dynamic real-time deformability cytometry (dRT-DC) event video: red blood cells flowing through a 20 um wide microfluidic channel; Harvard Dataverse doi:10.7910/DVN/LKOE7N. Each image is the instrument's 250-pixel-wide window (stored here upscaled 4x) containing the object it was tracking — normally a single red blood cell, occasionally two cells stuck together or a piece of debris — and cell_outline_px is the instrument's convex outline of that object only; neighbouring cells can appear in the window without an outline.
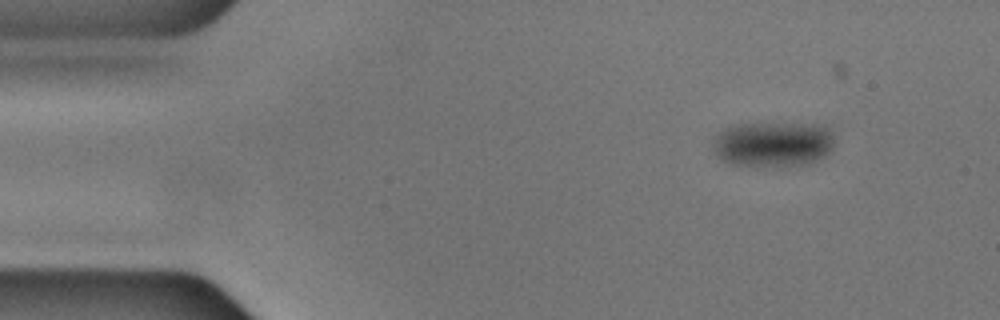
{"species": "common noctule bat (a hibernating species)", "species_latin": "Nyctalus noctula", "temperature_condition": "cold", "stored_images_in_passage": 50, "camera_frame_rate_fps": 3000, "um_per_image_px": 0.085, "animal": {"sex": "male", "body_mass_g": 17.9, "forearm_length_mm": 54.2}, "frame": {"image": 1, "passage_image": 1, "time_ms": 0.0, "image_size_px": [1000, 320], "cell_outline_px": [[832, 148], [824, 156], [808, 164], [732, 164], [716, 156], [712, 152], [712, 136], [724, 128], [732, 124], [816, 124], [828, 128], [832, 132]], "centroid_in_image_um": [65.63, 12.21], "position_along_channel_um": 19.4, "area_um2": 31.62}}
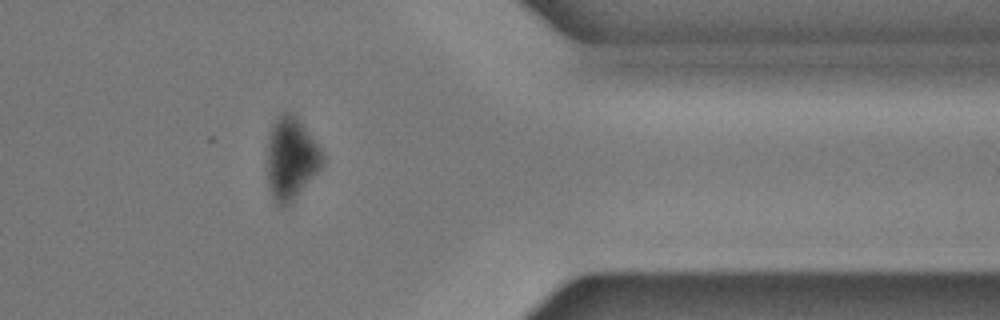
{"frame": {"image": 2, "passage_image": 40, "time_ms": 13.0, "image_size_px": [1000, 320], "cell_outline_px": [[324, 164], [292, 200], [284, 208], [276, 204], [272, 196], [268, 184], [268, 132], [276, 116], [284, 112], [292, 112], [320, 148], [324, 156]], "centroid_in_image_um": [24.72, 13.45], "position_along_channel_um": 386.7, "area_um2": 26.13}}
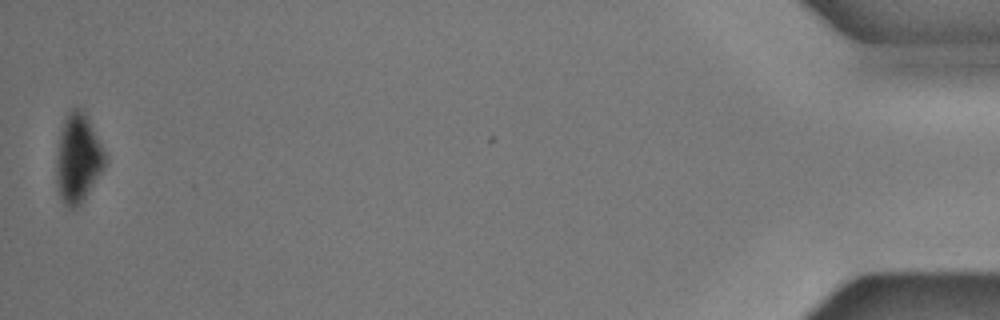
{"frame": {"image": 3, "passage_image": 50, "time_ms": 16.333, "image_size_px": [1000, 320], "cell_outline_px": [[108, 164], [84, 200], [76, 208], [68, 208], [64, 204], [60, 196], [56, 184], [56, 160], [60, 132], [64, 120], [68, 112], [72, 108], [84, 108], [108, 156]], "centroid_in_image_um": [6.67, 13.45], "position_along_channel_um": 428.5, "area_um2": 25.95}}